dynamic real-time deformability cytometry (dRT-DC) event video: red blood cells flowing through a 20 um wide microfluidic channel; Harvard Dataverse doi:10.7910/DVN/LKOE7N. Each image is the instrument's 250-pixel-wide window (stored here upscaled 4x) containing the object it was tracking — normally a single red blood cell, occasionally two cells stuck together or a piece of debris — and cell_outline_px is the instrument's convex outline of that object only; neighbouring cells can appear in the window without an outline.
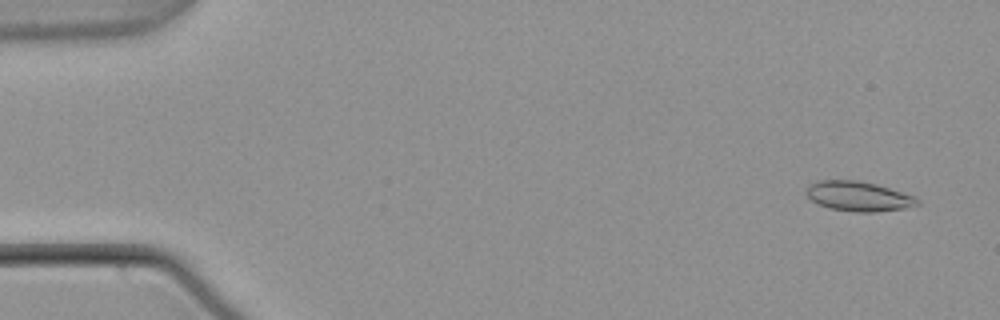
{"species": "common noctule bat (a hibernating species)", "species_latin": "Nyctalus noctula", "temperature_condition": "warm", "stored_images_in_passage": 13, "camera_frame_rate_fps": 3000, "um_per_image_px": 0.085, "animal": {"sex": "male", "body_mass_g": 21.5, "forearm_length_mm": 52.0}, "frame": {"image": 1, "passage_image": 3, "time_ms": 0.667, "image_size_px": [1000, 320], "cell_outline_px": [[920, 204], [904, 208], [876, 212], [856, 212], [828, 208], [812, 200], [804, 192], [808, 184], [816, 180], [860, 180], [876, 184], [916, 196], [920, 200]], "centroid_in_image_um": [72.96, 16.67], "position_along_channel_um": 12.0, "area_um2": 19.48}}